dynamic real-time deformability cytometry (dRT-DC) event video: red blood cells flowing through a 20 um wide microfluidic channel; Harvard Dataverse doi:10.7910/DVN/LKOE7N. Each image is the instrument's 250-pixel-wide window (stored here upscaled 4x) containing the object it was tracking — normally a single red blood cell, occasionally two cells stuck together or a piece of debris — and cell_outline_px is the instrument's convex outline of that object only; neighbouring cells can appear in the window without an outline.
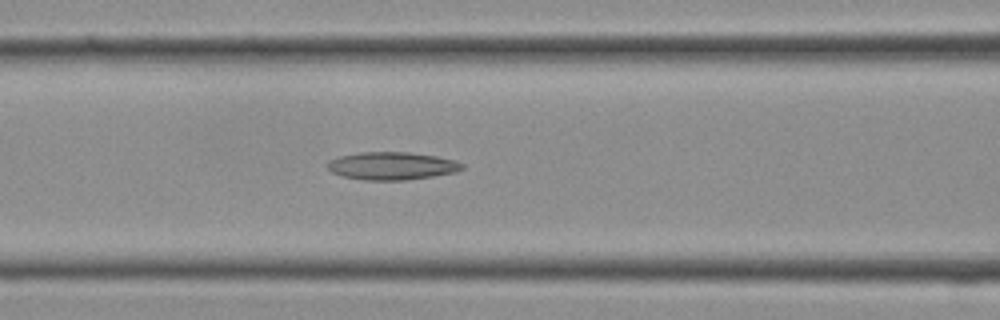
{"species": "Egyptian fruit bat (a non-hibernating species)", "species_latin": "Rousettus aegyptiacus", "temperature_condition": "cold", "stored_images_in_passage": 14, "camera_frame_rate_fps": 3000, "um_per_image_px": 0.085, "frame": {"image": 1, "passage_image": 12, "time_ms": 3.667, "image_size_px": [1000, 320], "cell_outline_px": [[464, 168], [456, 172], [432, 176], [404, 180], [364, 180], [340, 176], [332, 172], [328, 168], [328, 160], [336, 156], [360, 152], [408, 152], [436, 156], [456, 160], [464, 164]], "centroid_in_image_um": [33.29, 14.09], "position_along_channel_um": 133.3, "area_um2": 21.96}}
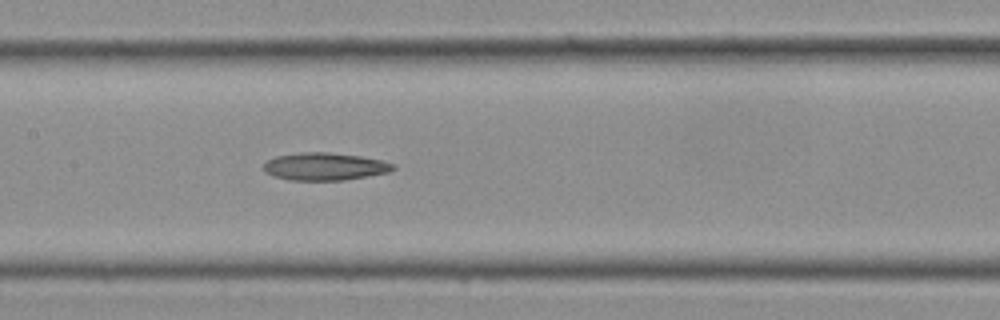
{"frame": {"image": 2, "passage_image": 14, "time_ms": 4.333, "image_size_px": [1000, 320], "cell_outline_px": [[396, 168], [388, 172], [344, 180], [288, 180], [272, 176], [264, 172], [264, 160], [276, 156], [300, 152], [328, 152], [360, 156], [380, 160], [396, 164]], "centroid_in_image_um": [27.55, 14.15], "position_along_channel_um": 179.8, "area_um2": 20.92}}